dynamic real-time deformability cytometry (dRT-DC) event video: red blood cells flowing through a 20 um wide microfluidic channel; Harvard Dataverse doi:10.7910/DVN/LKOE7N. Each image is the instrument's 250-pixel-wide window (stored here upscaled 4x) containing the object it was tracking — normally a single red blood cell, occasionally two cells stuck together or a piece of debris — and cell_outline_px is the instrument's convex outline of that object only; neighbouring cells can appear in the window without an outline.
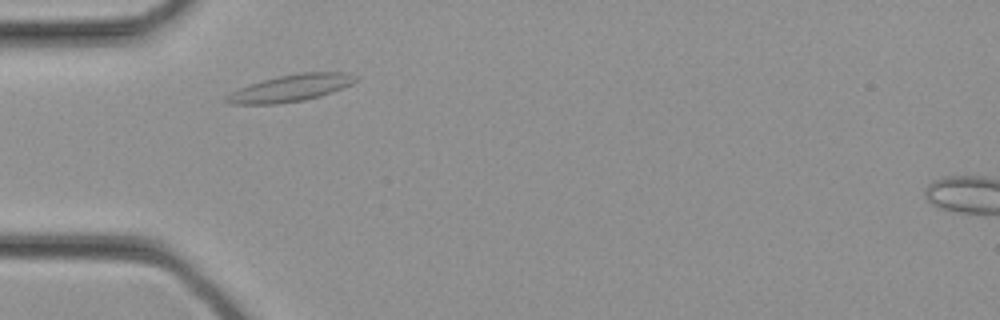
{"species": "common noctule bat (a hibernating species)", "species_latin": "Nyctalus noctula", "temperature_condition": "cold", "stored_images_in_passage": 27, "camera_frame_rate_fps": 3000, "um_per_image_px": 0.085, "animal": {"sex": "female", "body_mass_g": 21.9}, "frame": {"image": 1, "passage_image": 4, "time_ms": 1.0, "image_size_px": [1000, 320], "cell_outline_px": [[360, 76], [352, 84], [332, 92], [320, 96], [304, 100], [276, 104], [232, 104], [224, 100], [224, 96], [240, 88], [264, 80], [280, 76], [300, 72], [348, 72]], "centroid_in_image_um": [24.76, 7.48], "position_along_channel_um": 60.2, "area_um2": 20.11}}
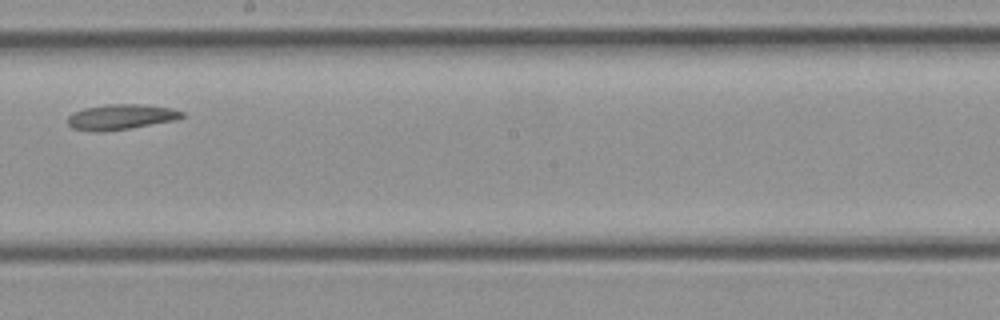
{"frame": {"image": 2, "passage_image": 13, "time_ms": 4.0, "image_size_px": [1000, 320], "cell_outline_px": [[184, 116], [176, 120], [104, 132], [92, 132], [72, 128], [68, 124], [68, 116], [72, 112], [84, 108], [104, 104], [140, 104], [172, 108], [184, 112]], "centroid_in_image_um": [10.24, 9.94], "position_along_channel_um": 238.0, "area_um2": 16.99}}
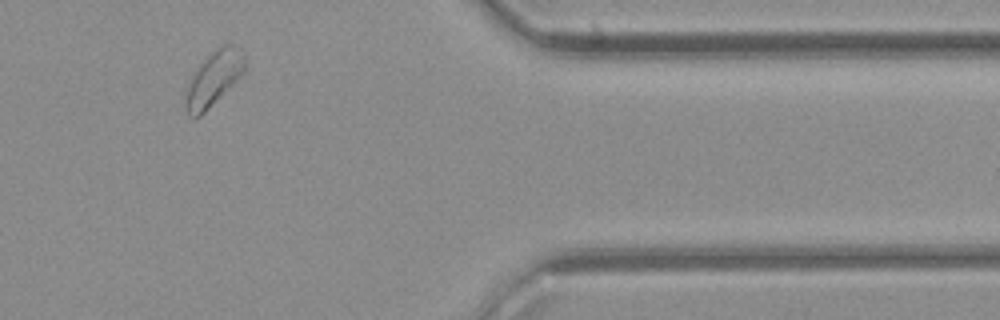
{"frame": {"image": 3, "passage_image": 22, "time_ms": 7.0, "image_size_px": [1000, 320], "cell_outline_px": [[248, 68], [200, 116], [192, 116], [188, 112], [184, 104], [188, 88], [192, 76], [200, 60], [204, 56], [216, 48], [224, 44], [232, 44], [240, 48], [244, 52]], "centroid_in_image_um": [18.21, 6.57], "position_along_channel_um": 393.2, "area_um2": 18.73}}